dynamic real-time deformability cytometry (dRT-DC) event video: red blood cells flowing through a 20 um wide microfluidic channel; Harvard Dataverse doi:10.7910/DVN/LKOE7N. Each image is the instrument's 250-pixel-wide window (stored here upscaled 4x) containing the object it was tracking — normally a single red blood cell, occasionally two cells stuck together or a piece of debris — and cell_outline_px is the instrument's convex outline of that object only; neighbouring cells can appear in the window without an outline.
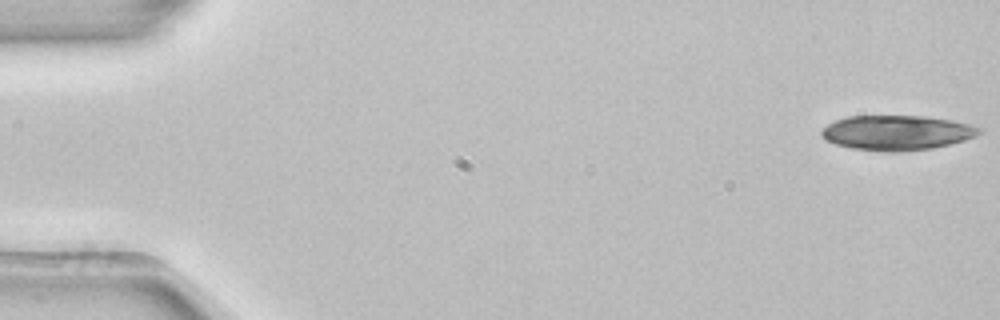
{"species": "common noctule bat (a hibernating species)", "species_latin": "Nyctalus noctula", "temperature_condition": "room temperature", "stored_images_in_passage": 17, "camera_frame_rate_fps": 3000, "um_per_image_px": 0.085, "animal": {"sex": "female", "body_mass_g": 22.7, "forearm_length_mm": 54.2}, "frame": {"image": 1, "passage_image": 1, "time_ms": 0.0, "image_size_px": [1000, 320], "cell_outline_px": [[984, 132], [976, 136], [964, 140], [932, 148], [904, 152], [880, 152], [852, 148], [836, 144], [824, 140], [820, 136], [820, 132], [828, 124], [836, 120], [848, 116], [924, 116], [952, 120], [984, 128]], "centroid_in_image_um": [76.24, 11.29], "position_along_channel_um": 8.8, "area_um2": 32.31}}